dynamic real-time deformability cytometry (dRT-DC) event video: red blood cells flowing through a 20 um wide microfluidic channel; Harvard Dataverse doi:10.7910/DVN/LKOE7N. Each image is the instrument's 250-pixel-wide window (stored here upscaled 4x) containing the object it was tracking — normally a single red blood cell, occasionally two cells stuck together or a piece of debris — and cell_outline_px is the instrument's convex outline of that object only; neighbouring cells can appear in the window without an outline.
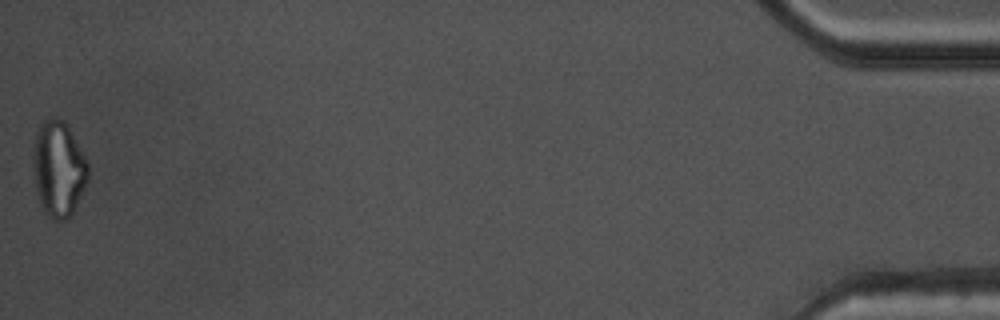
{"species": "common noctule bat (a hibernating species)", "species_latin": "Nyctalus noctula", "temperature_condition": "warm", "stored_images_in_passage": 38, "camera_frame_rate_fps": 3000, "um_per_image_px": 0.085, "animal": {"sex": "male", "body_mass_g": 17.5, "forearm_length_mm": 52.3}, "frame": {"image": 1, "passage_image": 38, "time_ms": 12.333, "image_size_px": [1000, 320], "cell_outline_px": [[88, 180], [72, 212], [64, 220], [52, 220], [44, 212], [40, 204], [36, 192], [32, 168], [32, 148], [36, 128], [44, 120], [56, 116], [64, 120], [68, 124], [88, 160]], "centroid_in_image_um": [4.94, 14.29], "position_along_channel_um": 430.3, "area_um2": 31.39}, "authors_computed_cell_mechanics": {"area_um2": 19.652, "velocity_mm_per_s": 3.812, "shape_relaxation_time_tau1_ms": null, "shape_relaxation_time_tau2_ms": 1.3006, "deformation_change_tau1": null, "deformation_change_tau2": 0.0882}}